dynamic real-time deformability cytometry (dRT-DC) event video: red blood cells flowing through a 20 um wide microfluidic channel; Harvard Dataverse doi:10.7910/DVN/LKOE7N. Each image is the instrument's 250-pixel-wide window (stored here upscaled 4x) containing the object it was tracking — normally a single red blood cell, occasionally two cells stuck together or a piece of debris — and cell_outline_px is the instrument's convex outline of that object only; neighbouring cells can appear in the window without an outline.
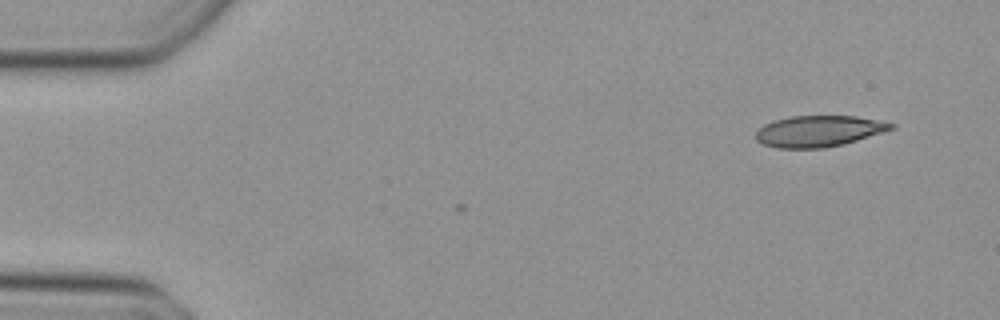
{"species": "Egyptian fruit bat (a non-hibernating species)", "species_latin": "Rousettus aegyptiacus", "temperature_condition": "cold", "stored_images_in_passage": 3, "camera_frame_rate_fps": 3000, "um_per_image_px": 0.085, "animal": {"sex": "female"}, "frame": {"image": 1, "passage_image": 1, "time_ms": 0.0, "image_size_px": [1000, 320], "cell_outline_px": [[896, 128], [844, 144], [824, 148], [776, 148], [764, 144], [756, 140], [756, 132], [764, 124], [776, 120], [792, 116], [856, 116], [896, 124]], "centroid_in_image_um": [69.6, 11.15], "position_along_channel_um": 15.4, "area_um2": 24.45}}